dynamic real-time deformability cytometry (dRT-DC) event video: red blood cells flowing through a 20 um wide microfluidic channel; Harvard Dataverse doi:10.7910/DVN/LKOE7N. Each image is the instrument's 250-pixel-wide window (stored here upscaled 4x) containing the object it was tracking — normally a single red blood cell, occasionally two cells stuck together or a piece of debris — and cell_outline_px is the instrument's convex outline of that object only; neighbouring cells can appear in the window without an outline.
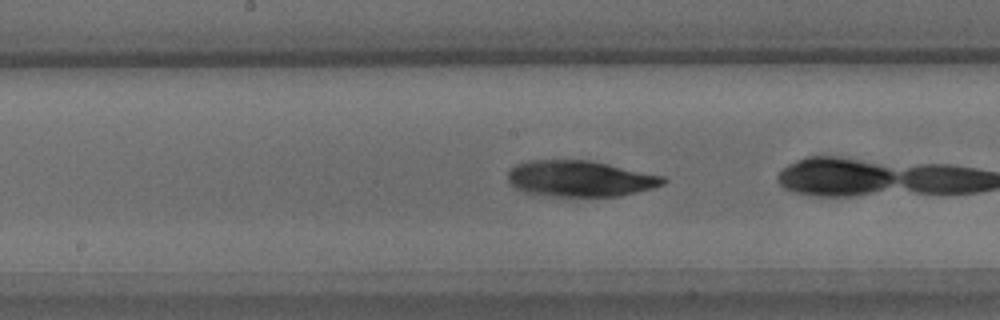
{"species": "common noctule bat (a hibernating species)", "species_latin": "Nyctalus noctula", "temperature_condition": "warm", "stored_images_in_passage": 33, "camera_frame_rate_fps": 3000, "um_per_image_px": 0.085, "animal": {"sex": "male", "body_mass_g": 15.6}, "frame": {"image": 1, "passage_image": 10, "time_ms": 3.0, "image_size_px": [1000, 320], "cell_outline_px": [[668, 180], [664, 184], [652, 188], [620, 196], [548, 196], [524, 192], [516, 188], [508, 180], [508, 172], [516, 164], [528, 160], [588, 160], [608, 164], [664, 176]], "centroid_in_image_um": [49.3, 15.18], "position_along_channel_um": 198.9, "area_um2": 32.54}}